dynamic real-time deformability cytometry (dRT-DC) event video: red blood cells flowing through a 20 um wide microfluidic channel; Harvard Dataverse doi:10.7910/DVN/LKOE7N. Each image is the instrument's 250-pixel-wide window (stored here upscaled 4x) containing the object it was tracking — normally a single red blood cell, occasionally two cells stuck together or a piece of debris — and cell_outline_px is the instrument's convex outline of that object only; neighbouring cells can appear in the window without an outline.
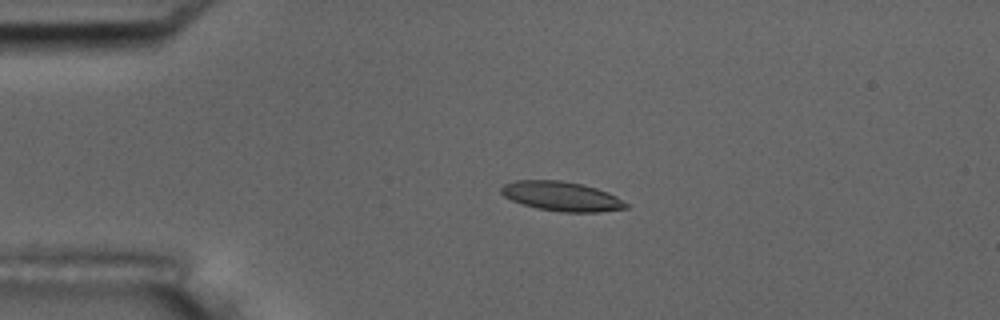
{"species": "common noctule bat (a hibernating species)", "species_latin": "Nyctalus noctula", "temperature_condition": "room temperature", "stored_images_in_passage": 56, "camera_frame_rate_fps": 3000, "um_per_image_px": 0.085, "animal": {"sex": "male", "body_mass_g": 17.5, "forearm_length_mm": 52.3}, "frame": {"image": 1, "passage_image": 13, "time_ms": 4.0, "image_size_px": [1000, 320], "cell_outline_px": [[628, 208], [600, 212], [560, 212], [536, 208], [512, 200], [504, 196], [500, 192], [500, 188], [504, 184], [516, 180], [560, 180], [584, 184], [608, 192], [616, 196], [628, 204]], "centroid_in_image_um": [47.74, 16.68], "position_along_channel_um": 37.3, "area_um2": 21.5}}
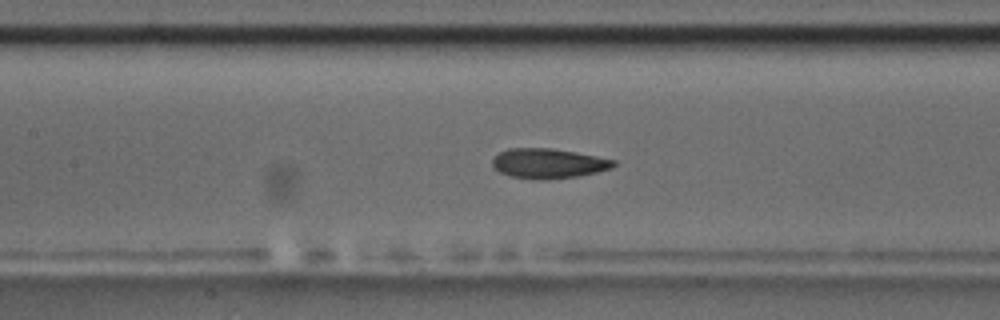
{"frame": {"image": 2, "passage_image": 26, "time_ms": 8.333, "image_size_px": [1000, 320], "cell_outline_px": [[616, 164], [612, 168], [580, 176], [548, 180], [532, 180], [512, 176], [500, 172], [492, 168], [492, 160], [500, 152], [508, 148], [552, 148], [576, 152], [616, 160]], "centroid_in_image_um": [46.61, 13.9], "position_along_channel_um": 160.8, "area_um2": 21.33}}
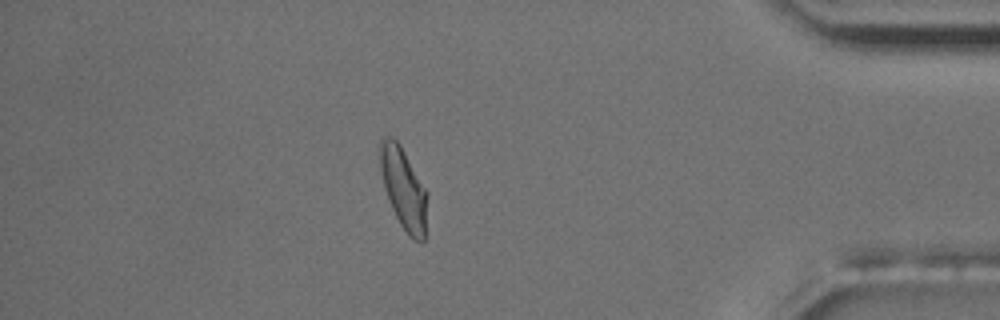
{"frame": {"image": 3, "passage_image": 49, "time_ms": 16.0, "image_size_px": [1000, 320], "cell_outline_px": [[428, 192], [424, 240], [412, 240], [408, 236], [400, 224], [388, 200], [384, 188], [380, 168], [380, 136], [388, 136], [396, 140], [400, 144]], "centroid_in_image_um": [34.3, 16.01], "position_along_channel_um": 400.9, "area_um2": 22.43}, "authors_computed_cell_mechanics": {"area_um2": 21.2704, "velocity_mm_per_s": 3.6415, "shape_relaxation_time_tau1_ms": 4.4264, "shape_relaxation_time_tau2_ms": 1.7679, "deformation_change_tau1": 0.1437, "deformation_change_tau2": 0.0767}}